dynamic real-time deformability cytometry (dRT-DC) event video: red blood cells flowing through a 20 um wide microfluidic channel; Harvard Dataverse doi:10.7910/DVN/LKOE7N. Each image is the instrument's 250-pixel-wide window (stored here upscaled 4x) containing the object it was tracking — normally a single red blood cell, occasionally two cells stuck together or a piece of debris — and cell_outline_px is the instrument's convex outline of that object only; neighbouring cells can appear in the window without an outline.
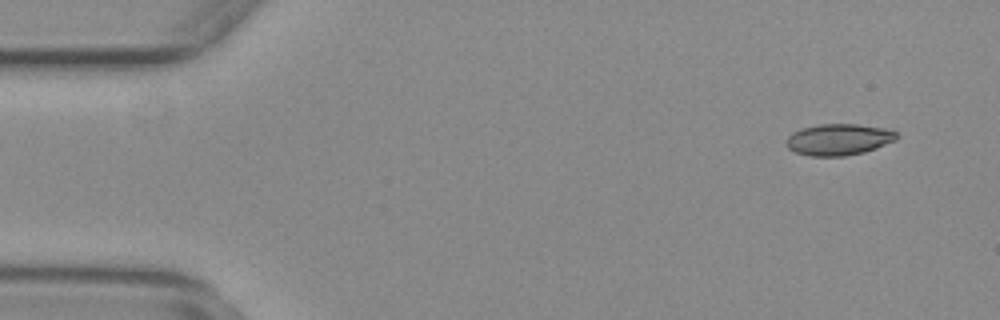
{"species": "common noctule bat (a hibernating species)", "species_latin": "Nyctalus noctula", "temperature_condition": "warm", "stored_images_in_passage": 52, "camera_frame_rate_fps": 3000, "um_per_image_px": 0.085, "animal": {"sex": "female", "body_mass_g": 29.2, "forearm_length_mm": 56.3}, "frame": {"image": 1, "passage_image": 1, "time_ms": 0.0, "image_size_px": [1000, 320], "cell_outline_px": [[900, 136], [896, 140], [876, 148], [864, 152], [844, 156], [808, 156], [796, 152], [788, 148], [788, 136], [792, 132], [804, 128], [820, 124], [856, 124], [884, 128], [896, 132]], "centroid_in_image_um": [71.32, 11.86], "position_along_channel_um": 13.7, "area_um2": 20.06}}
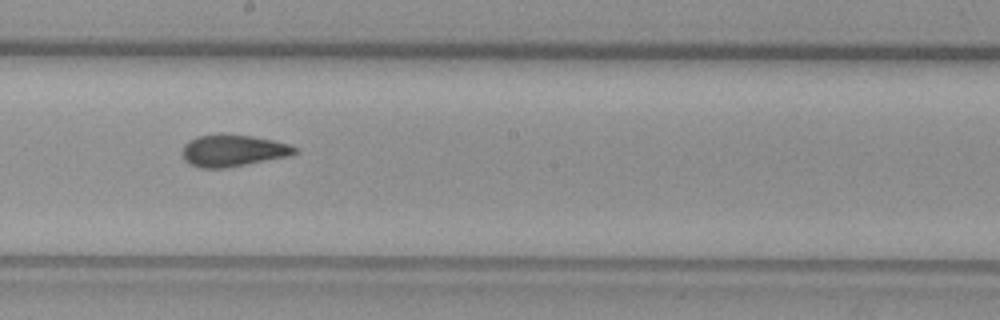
{"frame": {"image": 2, "passage_image": 27, "time_ms": 8.667, "image_size_px": [1000, 320], "cell_outline_px": [[296, 152], [288, 156], [224, 168], [200, 168], [184, 160], [184, 144], [188, 140], [196, 136], [220, 132], [224, 132], [252, 136], [272, 140], [288, 144], [296, 148]], "centroid_in_image_um": [19.76, 12.76], "position_along_channel_um": 228.4, "area_um2": 20.87}}
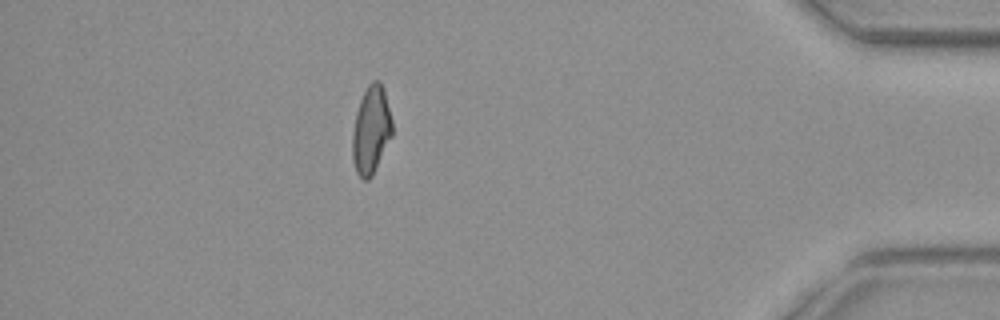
{"frame": {"image": 3, "passage_image": 45, "time_ms": 14.667, "image_size_px": [1000, 320], "cell_outline_px": [[392, 136], [372, 176], [368, 180], [364, 180], [356, 172], [352, 160], [352, 132], [356, 112], [360, 100], [368, 84], [372, 80], [380, 80], [384, 92], [392, 120]], "centroid_in_image_um": [31.53, 11.07], "position_along_channel_um": 403.7, "area_um2": 20.35}, "authors_computed_cell_mechanics": {"area_um2": 20.6057, "velocity_mm_per_s": 3.7709, "shape_relaxation_time_tau1_ms": null, "shape_relaxation_time_tau2_ms": 1.8932, "deformation_change_tau1": null, "deformation_change_tau2": 0.0842}}